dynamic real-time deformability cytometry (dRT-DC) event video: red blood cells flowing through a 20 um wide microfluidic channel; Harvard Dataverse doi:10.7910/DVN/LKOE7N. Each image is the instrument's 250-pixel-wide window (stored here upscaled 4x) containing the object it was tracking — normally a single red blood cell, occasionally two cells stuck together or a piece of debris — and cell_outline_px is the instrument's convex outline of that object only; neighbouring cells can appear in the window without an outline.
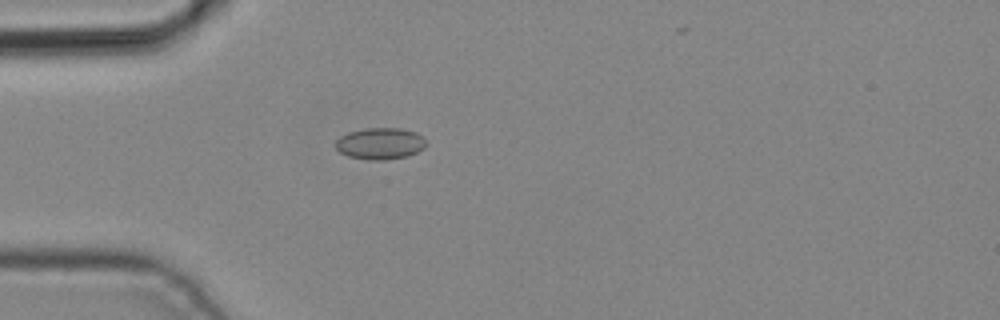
{"species": "common noctule bat (a hibernating species)", "species_latin": "Nyctalus noctula", "temperature_condition": "cold", "stored_images_in_passage": 2, "camera_frame_rate_fps": 3000, "um_per_image_px": 0.085, "animal": {"sex": "male", "body_mass_g": 19.2, "forearm_length_mm": 51.8}, "frame": {"image": 1, "passage_image": 2, "time_ms": 0.333, "image_size_px": [1000, 320], "cell_outline_px": [[428, 144], [424, 148], [408, 156], [384, 160], [368, 160], [348, 156], [340, 152], [336, 148], [336, 140], [340, 136], [348, 132], [364, 128], [400, 128], [416, 132]], "centroid_in_image_um": [32.31, 12.2], "position_along_channel_um": 52.7, "area_um2": 16.7}}